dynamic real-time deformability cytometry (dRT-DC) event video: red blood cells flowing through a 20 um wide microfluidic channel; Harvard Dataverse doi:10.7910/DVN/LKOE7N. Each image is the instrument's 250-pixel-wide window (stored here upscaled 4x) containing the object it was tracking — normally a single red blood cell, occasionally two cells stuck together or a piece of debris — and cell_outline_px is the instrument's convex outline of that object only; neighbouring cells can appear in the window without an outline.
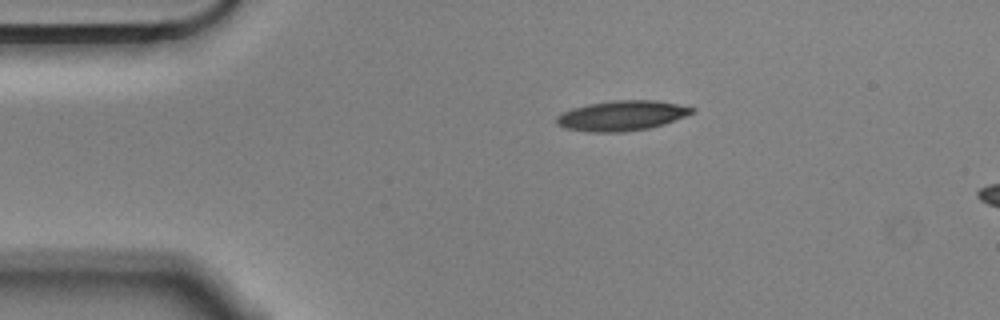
{"species": "Egyptian fruit bat (a non-hibernating species)", "species_latin": "Rousettus aegyptiacus", "temperature_condition": "cold", "stored_images_in_passage": 46, "camera_frame_rate_fps": 3000, "um_per_image_px": 0.085, "animal": {"sex": "male"}, "frame": {"image": 1, "passage_image": 1, "time_ms": 0.0, "image_size_px": [1000, 320], "cell_outline_px": [[696, 112], [664, 124], [648, 128], [624, 132], [588, 132], [564, 128], [556, 124], [556, 116], [572, 108], [588, 104], [612, 100], [656, 100], [696, 108]], "centroid_in_image_um": [52.85, 9.83], "position_along_channel_um": 32.2, "area_um2": 23.81}}
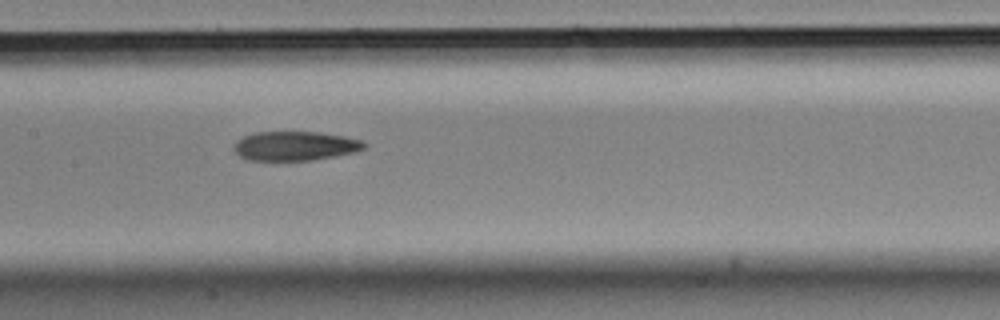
{"frame": {"image": 2, "passage_image": 17, "time_ms": 5.333, "image_size_px": [1000, 320], "cell_outline_px": [[368, 144], [364, 148], [356, 152], [312, 160], [244, 160], [232, 148], [232, 144], [236, 140], [244, 136], [256, 132], [320, 132], [344, 136], [360, 140]], "centroid_in_image_um": [25.05, 12.4], "position_along_channel_um": 182.3, "area_um2": 22.31}}
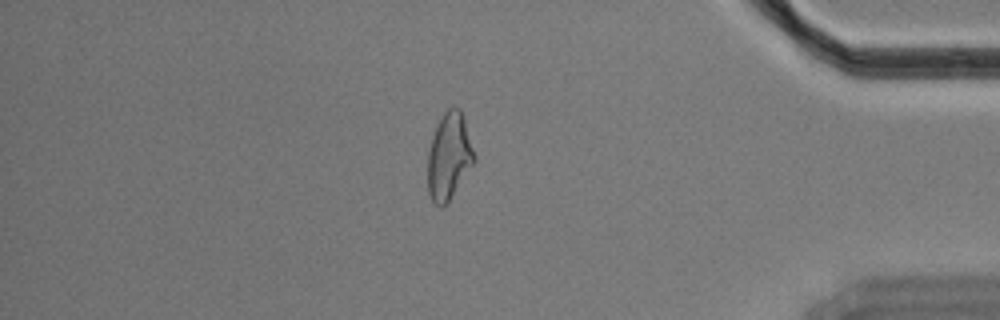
{"frame": {"image": 3, "passage_image": 38, "time_ms": 12.333, "image_size_px": [1000, 320], "cell_outline_px": [[476, 160], [448, 204], [444, 208], [440, 208], [432, 200], [428, 192], [428, 152], [432, 136], [436, 124], [444, 112], [448, 108], [460, 108], [464, 116], [476, 156]], "centroid_in_image_um": [38.18, 13.31], "position_along_channel_um": 397.0, "area_um2": 23.93}, "authors_computed_cell_mechanics": {"area_um2": 23.409, "velocity_mm_per_s": 3.5597, "shape_relaxation_time_tau1_ms": 5.8542, "shape_relaxation_time_tau2_ms": 5.0739, "deformation_change_tau1": 0.1929, "deformation_change_tau2": 0.1431}}